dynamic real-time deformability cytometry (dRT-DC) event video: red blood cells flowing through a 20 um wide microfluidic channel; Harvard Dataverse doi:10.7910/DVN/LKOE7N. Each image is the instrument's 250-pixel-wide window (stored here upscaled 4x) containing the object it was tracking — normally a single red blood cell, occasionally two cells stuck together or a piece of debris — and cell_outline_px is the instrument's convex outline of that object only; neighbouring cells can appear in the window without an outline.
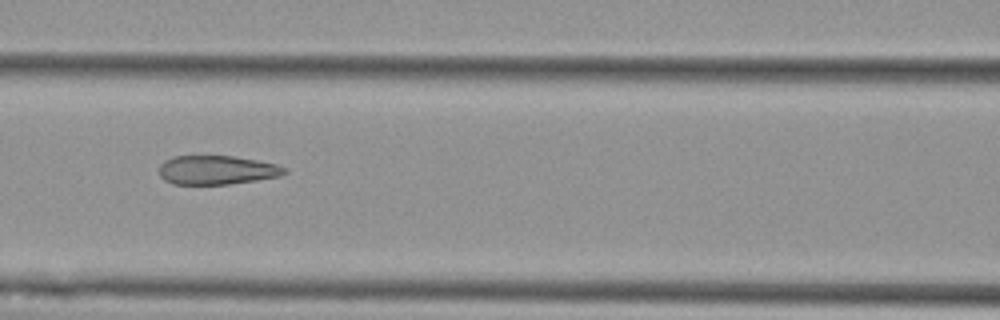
{"species": "Egyptian fruit bat (a non-hibernating species)", "species_latin": "Rousettus aegyptiacus", "temperature_condition": "cold", "stored_images_in_passage": 8, "camera_frame_rate_fps": 3000, "um_per_image_px": 0.085, "animal": {"sex": "female"}, "frame": {"image": 1, "passage_image": 7, "time_ms": 7.0, "image_size_px": [1000, 320], "cell_outline_px": [[288, 172], [280, 176], [256, 180], [228, 184], [172, 184], [164, 180], [160, 176], [160, 164], [164, 160], [172, 156], [192, 152], [232, 156], [256, 160], [276, 164], [288, 168]], "centroid_in_image_um": [18.37, 14.4], "position_along_channel_um": 148.2, "area_um2": 22.08}}
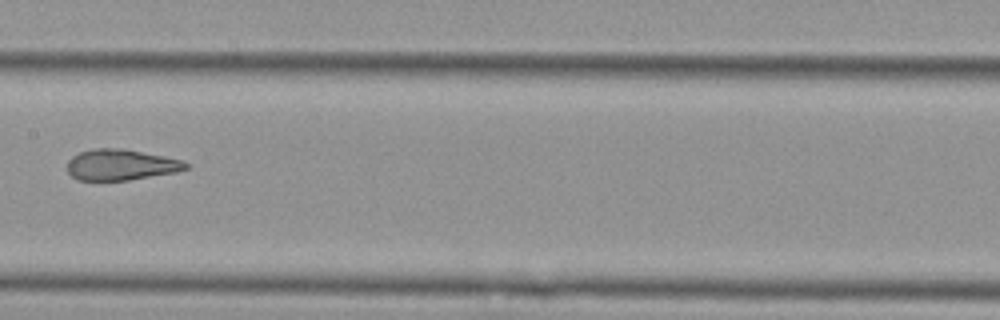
{"frame": {"image": 2, "passage_image": 8, "time_ms": 8.333, "image_size_px": [1000, 320], "cell_outline_px": [[188, 168], [176, 172], [128, 180], [76, 180], [68, 172], [68, 160], [72, 156], [80, 152], [92, 148], [124, 148], [164, 156], [180, 160], [188, 164]], "centroid_in_image_um": [10.25, 14.0], "position_along_channel_um": 197.2, "area_um2": 21.33}}